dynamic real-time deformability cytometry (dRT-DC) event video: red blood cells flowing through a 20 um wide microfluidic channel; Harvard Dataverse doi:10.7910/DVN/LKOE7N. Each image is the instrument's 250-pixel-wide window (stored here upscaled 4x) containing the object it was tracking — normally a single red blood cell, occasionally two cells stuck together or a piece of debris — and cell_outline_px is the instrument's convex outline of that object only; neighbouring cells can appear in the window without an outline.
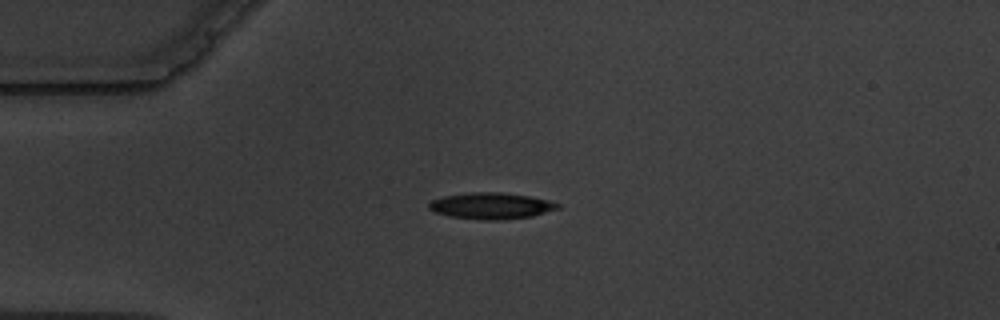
{"species": "common noctule bat (a hibernating species)", "species_latin": "Nyctalus noctula", "temperature_condition": "warm", "stored_images_in_passage": 10, "camera_frame_rate_fps": 3000, "um_per_image_px": 0.085, "animal": {"sex": "male", "body_mass_g": 19.5, "forearm_length_mm": 54.6}, "frame": {"image": 1, "passage_image": 4, "time_ms": 7.0, "image_size_px": [1000, 320], "cell_outline_px": [[560, 208], [532, 216], [504, 220], [480, 220], [448, 216], [432, 212], [428, 208], [428, 204], [432, 200], [444, 196], [472, 192], [500, 192], [532, 196], [548, 200], [560, 204]], "centroid_in_image_um": [41.74, 17.5], "position_along_channel_um": 43.3, "area_um2": 20.0}}
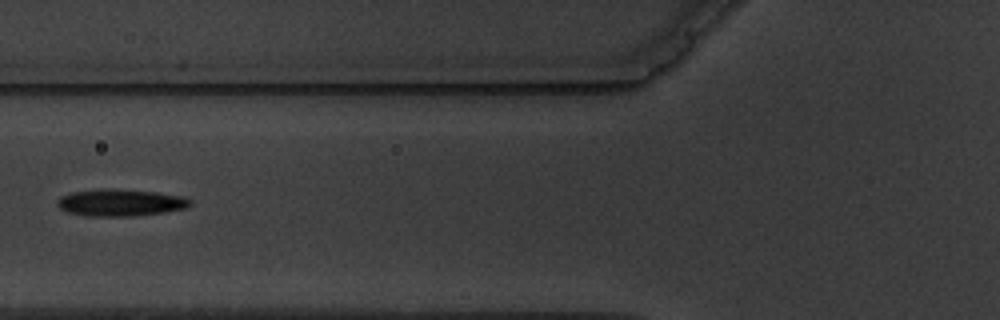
{"frame": {"image": 2, "passage_image": 6, "time_ms": 9.667, "image_size_px": [1000, 320], "cell_outline_px": [[192, 204], [188, 208], [164, 212], [136, 216], [84, 216], [68, 212], [60, 208], [56, 204], [56, 200], [60, 196], [72, 192], [100, 188], [112, 188], [156, 192], [184, 196], [192, 200]], "centroid_in_image_um": [10.24, 17.22], "position_along_channel_um": 115.6, "area_um2": 21.27}}
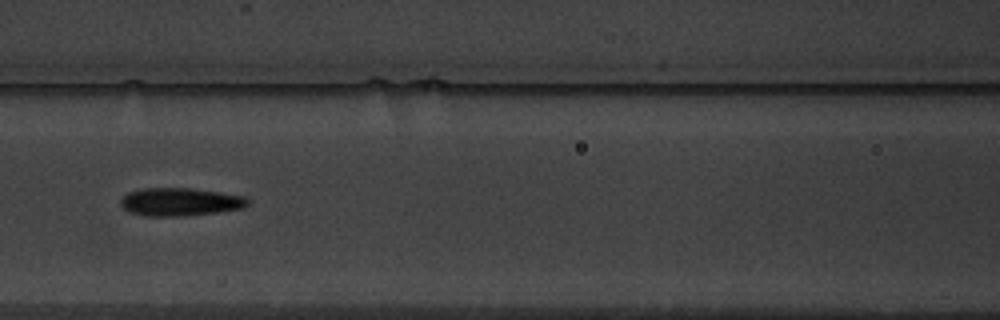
{"frame": {"image": 3, "passage_image": 7, "time_ms": 10.667, "image_size_px": [1000, 320], "cell_outline_px": [[248, 204], [244, 208], [220, 212], [184, 216], [144, 216], [128, 212], [120, 204], [120, 200], [128, 192], [140, 188], [192, 188], [220, 192], [244, 196], [248, 200]], "centroid_in_image_um": [15.3, 17.16], "position_along_channel_um": 151.3, "area_um2": 20.98}}